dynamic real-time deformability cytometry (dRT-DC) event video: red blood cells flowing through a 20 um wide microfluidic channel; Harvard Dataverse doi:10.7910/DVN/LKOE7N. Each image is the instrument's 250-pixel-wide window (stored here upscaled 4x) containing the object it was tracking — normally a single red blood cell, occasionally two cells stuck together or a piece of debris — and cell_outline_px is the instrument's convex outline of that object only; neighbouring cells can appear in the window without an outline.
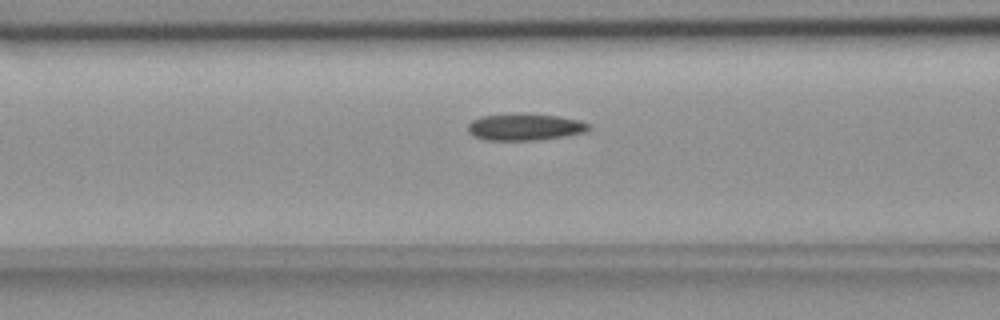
{"species": "common noctule bat (a hibernating species)", "species_latin": "Nyctalus noctula", "temperature_condition": "room temperature", "stored_images_in_passage": 55, "camera_frame_rate_fps": 3000, "um_per_image_px": 0.085, "animal": {"sex": "female", "body_mass_g": 18.4}, "frame": {"image": 1, "passage_image": 22, "time_ms": 7.0, "image_size_px": [1000, 320], "cell_outline_px": [[592, 128], [588, 132], [540, 140], [484, 140], [472, 136], [468, 132], [468, 124], [472, 120], [480, 116], [512, 112], [524, 112], [560, 116], [580, 120], [592, 124]], "centroid_in_image_um": [44.64, 10.77], "position_along_channel_um": 122.0, "area_um2": 19.71}}
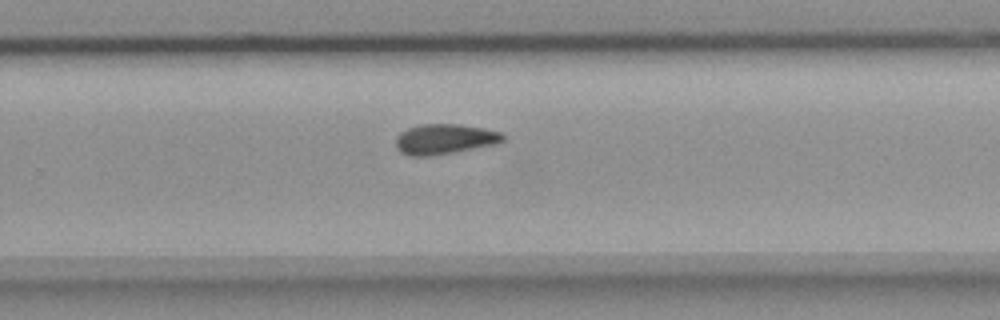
{"frame": {"image": 2, "passage_image": 36, "time_ms": 11.667, "image_size_px": [1000, 320], "cell_outline_px": [[504, 140], [496, 144], [452, 152], [428, 156], [412, 156], [400, 152], [396, 148], [396, 136], [400, 132], [408, 128], [420, 124], [460, 124], [484, 128], [500, 132], [504, 136]], "centroid_in_image_um": [37.76, 11.81], "position_along_channel_um": 292.0, "area_um2": 18.79}}
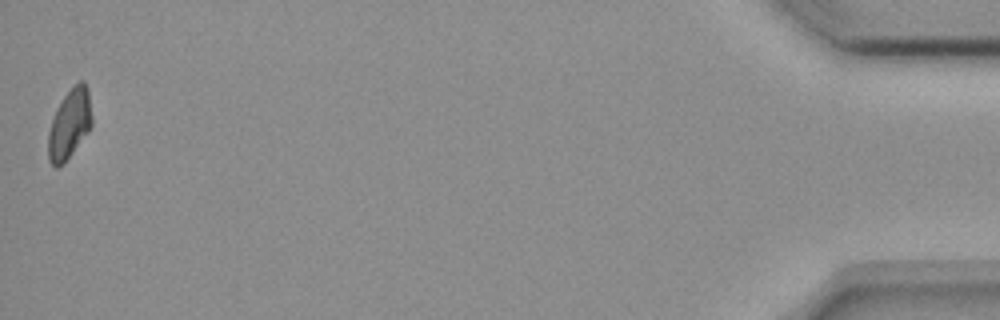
{"frame": {"image": 3, "passage_image": 55, "time_ms": 18.0, "image_size_px": [1000, 320], "cell_outline_px": [[92, 124], [88, 132], [64, 164], [56, 168], [48, 160], [48, 132], [56, 108], [72, 84], [80, 80], [84, 80], [88, 88], [92, 116]], "centroid_in_image_um": [5.91, 10.52], "position_along_channel_um": 429.3, "area_um2": 17.98}, "authors_computed_cell_mechanics": {"area_um2": 18.6694, "velocity_mm_per_s": 3.6545, "shape_relaxation_time_tau1_ms": null, "shape_relaxation_time_tau2_ms": 9.4764, "deformation_change_tau1": null, "deformation_change_tau2": 0.1389}}